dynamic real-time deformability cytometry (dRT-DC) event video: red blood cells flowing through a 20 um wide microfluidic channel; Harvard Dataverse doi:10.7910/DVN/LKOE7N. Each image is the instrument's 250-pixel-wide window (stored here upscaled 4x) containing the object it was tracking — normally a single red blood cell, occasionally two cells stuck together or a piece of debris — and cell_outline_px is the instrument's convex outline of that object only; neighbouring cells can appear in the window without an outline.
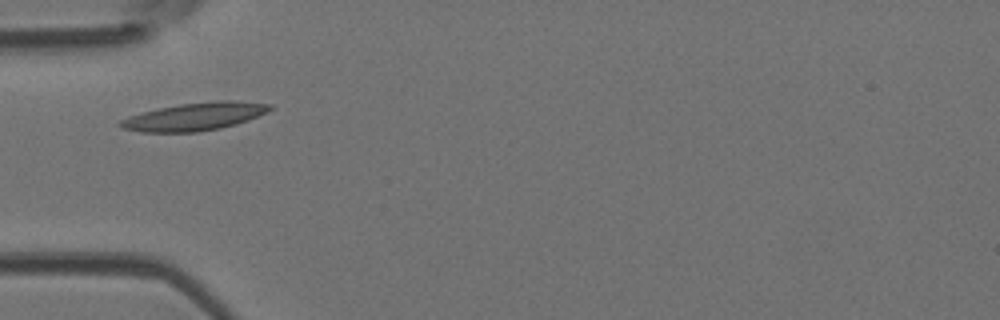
{"species": "Egyptian fruit bat (a non-hibernating species)", "species_latin": "Rousettus aegyptiacus", "temperature_condition": "room temperature", "stored_images_in_passage": 1, "camera_frame_rate_fps": 3000, "um_per_image_px": 0.085, "animal": {"sex": "female"}, "frame": {"image": 1, "passage_image": 1, "time_ms": 0.0, "image_size_px": [1000, 320], "cell_outline_px": [[276, 108], [268, 112], [248, 120], [236, 124], [220, 128], [196, 132], [140, 132], [120, 128], [116, 124], [120, 120], [128, 116], [140, 112], [180, 104], [220, 100], [236, 100], [272, 104]], "centroid_in_image_um": [16.55, 9.9], "position_along_channel_um": 68.4, "area_um2": 24.57}}